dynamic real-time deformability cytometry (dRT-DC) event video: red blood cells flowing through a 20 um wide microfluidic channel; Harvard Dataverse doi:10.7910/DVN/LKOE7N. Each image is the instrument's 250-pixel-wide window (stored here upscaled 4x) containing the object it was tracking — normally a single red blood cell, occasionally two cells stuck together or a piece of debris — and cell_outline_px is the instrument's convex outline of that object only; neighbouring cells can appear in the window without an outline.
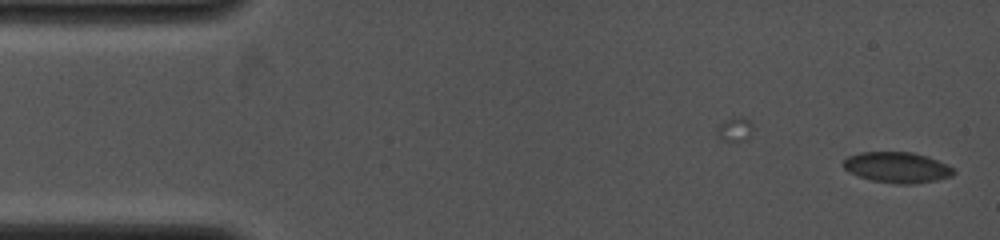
{"species": "common noctule bat (a hibernating species)", "species_latin": "Nyctalus noctula", "temperature_condition": "cold", "stored_images_in_passage": 5, "camera_frame_rate_fps": 4000, "um_per_image_px": 0.085, "animal": {"sex": "female", "body_mass_g": 19.0, "forearm_length_mm": 53.3}, "frame": {"image": 1, "passage_image": 5, "time_ms": 1.75, "image_size_px": [1000, 240], "cell_outline_px": [[956, 172], [952, 176], [936, 180], [912, 184], [896, 184], [872, 180], [848, 172], [844, 168], [844, 160], [848, 156], [860, 152], [912, 152], [928, 156], [948, 164], [956, 168]], "centroid_in_image_um": [76.31, 14.22], "position_along_channel_um": 8.7, "area_um2": 19.88}}